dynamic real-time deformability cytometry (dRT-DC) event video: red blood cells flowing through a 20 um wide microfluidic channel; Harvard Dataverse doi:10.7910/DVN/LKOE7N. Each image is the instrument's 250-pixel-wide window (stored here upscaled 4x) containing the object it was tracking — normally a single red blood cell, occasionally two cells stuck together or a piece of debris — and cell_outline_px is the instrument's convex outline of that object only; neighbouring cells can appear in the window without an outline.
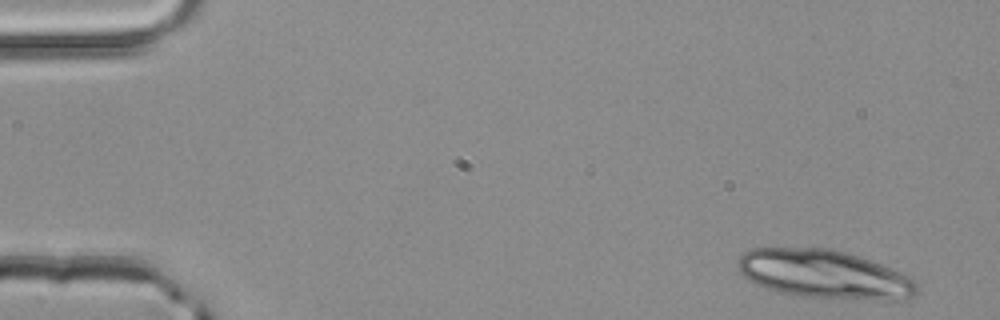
{"species": "common noctule bat (a hibernating species)", "species_latin": "Nyctalus noctula", "temperature_condition": "room temperature", "stored_images_in_passage": 4, "camera_frame_rate_fps": 3000, "um_per_image_px": 0.085, "animal": {"sex": "male", "body_mass_g": 20.4}, "frame": {"image": 1, "passage_image": 1, "time_ms": 0.0, "image_size_px": [1000, 320], "cell_outline_px": [[920, 292], [912, 296], [896, 300], [884, 300], [808, 296], [784, 292], [764, 288], [748, 280], [740, 272], [736, 264], [740, 256], [744, 252], [752, 248], [828, 248], [860, 256], [912, 276], [920, 284]], "centroid_in_image_um": [70.11, 23.3], "position_along_channel_um": 14.9, "area_um2": 50.63}}